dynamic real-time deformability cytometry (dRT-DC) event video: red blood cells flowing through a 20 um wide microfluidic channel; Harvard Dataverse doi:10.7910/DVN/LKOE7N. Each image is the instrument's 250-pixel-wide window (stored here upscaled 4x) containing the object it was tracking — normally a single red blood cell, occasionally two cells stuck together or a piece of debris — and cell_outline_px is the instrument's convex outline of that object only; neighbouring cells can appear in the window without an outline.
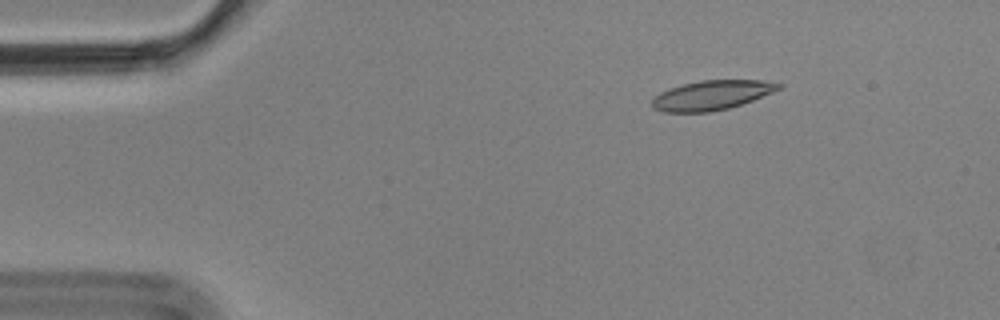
{"species": "Egyptian fruit bat (a non-hibernating species)", "species_latin": "Rousettus aegyptiacus", "temperature_condition": "cold", "stored_images_in_passage": 9, "camera_frame_rate_fps": 3000, "um_per_image_px": 0.085, "animal": {"sex": "male"}, "frame": {"image": 1, "passage_image": 2, "time_ms": 0.333, "image_size_px": [1000, 320], "cell_outline_px": [[784, 84], [780, 88], [772, 92], [752, 100], [728, 108], [708, 112], [664, 112], [652, 108], [652, 100], [660, 92], [684, 84], [700, 80], [760, 80]], "centroid_in_image_um": [60.48, 8.09], "position_along_channel_um": 24.5, "area_um2": 21.44}}
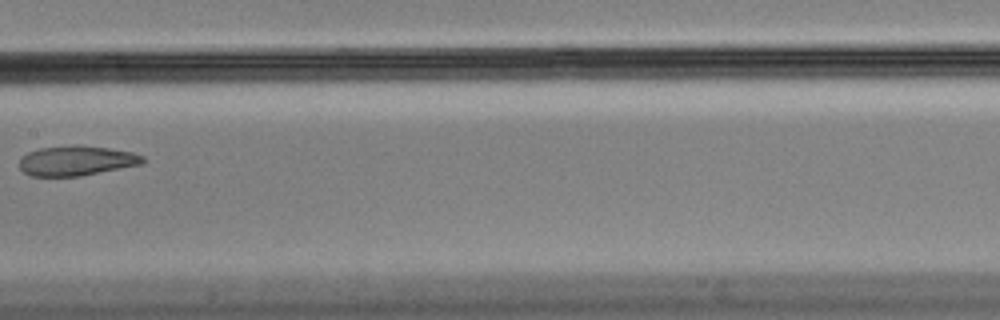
{"frame": {"image": 2, "passage_image": 8, "time_ms": 2.333, "image_size_px": [1000, 320], "cell_outline_px": [[148, 160], [144, 164], [80, 176], [28, 176], [20, 168], [20, 156], [28, 152], [40, 148], [108, 148], [132, 152], [144, 156]], "centroid_in_image_um": [6.53, 13.71], "position_along_channel_um": 200.9, "area_um2": 20.81}}
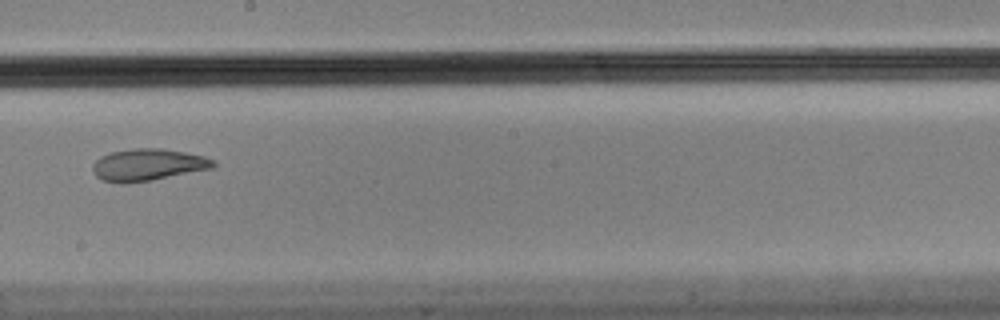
{"frame": {"image": 3, "passage_image": 9, "time_ms": 2.667, "image_size_px": [1000, 320], "cell_outline_px": [[216, 164], [212, 168], [152, 180], [120, 184], [104, 180], [96, 176], [92, 168], [92, 164], [100, 156], [108, 152], [132, 148], [160, 148], [184, 152], [204, 156], [216, 160]], "centroid_in_image_um": [12.55, 14.0], "position_along_channel_um": 235.7, "area_um2": 22.54}}